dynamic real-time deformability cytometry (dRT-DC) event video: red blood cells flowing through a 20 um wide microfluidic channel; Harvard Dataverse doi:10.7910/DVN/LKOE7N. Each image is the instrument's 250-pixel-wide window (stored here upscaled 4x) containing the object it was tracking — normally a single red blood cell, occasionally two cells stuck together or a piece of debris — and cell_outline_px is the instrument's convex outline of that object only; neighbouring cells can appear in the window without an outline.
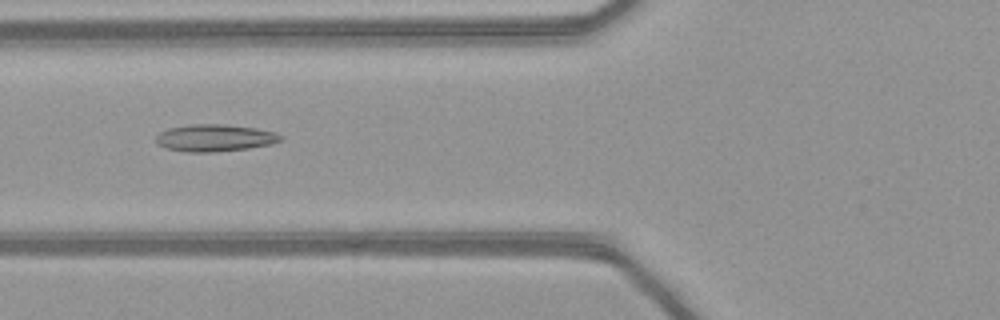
{"species": "common noctule bat (a hibernating species)", "species_latin": "Nyctalus noctula", "temperature_condition": "warm", "stored_images_in_passage": 50, "camera_frame_rate_fps": 3000, "um_per_image_px": 0.085, "animal": {"sex": "female", "body_mass_g": 21.9}, "frame": {"image": 1, "passage_image": 20, "time_ms": 6.333, "image_size_px": [1000, 320], "cell_outline_px": [[284, 140], [272, 144], [248, 148], [216, 152], [184, 152], [164, 148], [156, 144], [156, 136], [160, 132], [168, 128], [188, 124], [224, 124], [256, 128], [276, 132], [284, 136]], "centroid_in_image_um": [18.26, 11.72], "position_along_channel_um": 107.5, "area_um2": 20.06}}
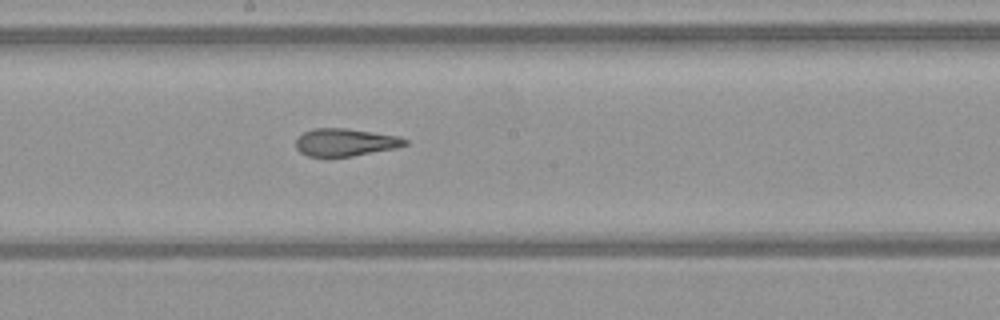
{"frame": {"image": 2, "passage_image": 28, "time_ms": 9.0, "image_size_px": [1000, 320], "cell_outline_px": [[408, 144], [396, 148], [352, 156], [308, 156], [300, 152], [296, 148], [296, 140], [304, 132], [312, 128], [344, 128], [400, 136], [408, 140]], "centroid_in_image_um": [29.36, 12.09], "position_along_channel_um": 218.8, "area_um2": 17.46}}
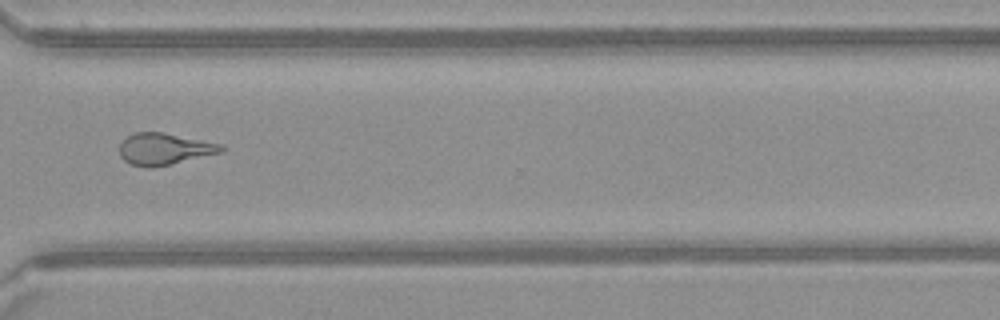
{"frame": {"image": 3, "passage_image": 38, "time_ms": 12.333, "image_size_px": [1000, 320], "cell_outline_px": [[224, 152], [172, 164], [152, 168], [144, 168], [132, 164], [124, 160], [120, 156], [120, 144], [128, 136], [136, 132], [160, 132], [224, 144]], "centroid_in_image_um": [14.0, 12.68], "position_along_channel_um": 356.6, "area_um2": 18.84}, "authors_computed_cell_mechanics": {"area_um2": 20.0566, "velocity_mm_per_s": 4.1428, "shape_relaxation_time_tau1_ms": null, "shape_relaxation_time_tau2_ms": 1.8992, "deformation_change_tau1": null, "deformation_change_tau2": 0.1275}}